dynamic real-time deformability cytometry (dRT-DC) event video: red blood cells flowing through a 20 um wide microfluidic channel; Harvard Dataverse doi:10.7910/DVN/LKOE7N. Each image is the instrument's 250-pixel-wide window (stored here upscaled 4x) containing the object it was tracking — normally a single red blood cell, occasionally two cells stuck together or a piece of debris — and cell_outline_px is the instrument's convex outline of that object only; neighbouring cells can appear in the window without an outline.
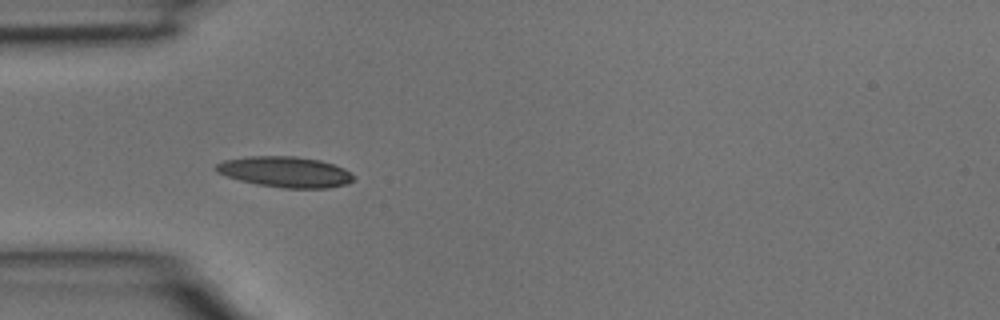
{"species": "common noctule bat (a hibernating species)", "species_latin": "Nyctalus noctula", "temperature_condition": "room temperature", "stored_images_in_passage": 6, "camera_frame_rate_fps": 3000, "um_per_image_px": 0.085, "animal": {"sex": "male", "body_mass_g": 15.6}, "frame": {"image": 1, "passage_image": 1, "time_ms": 0.0, "image_size_px": [1000, 320], "cell_outline_px": [[356, 180], [348, 184], [328, 188], [284, 188], [256, 184], [240, 180], [216, 172], [212, 168], [216, 164], [224, 160], [248, 156], [296, 156], [320, 160], [344, 168], [356, 176]], "centroid_in_image_um": [24.27, 14.61], "position_along_channel_um": 60.7, "area_um2": 24.85}}